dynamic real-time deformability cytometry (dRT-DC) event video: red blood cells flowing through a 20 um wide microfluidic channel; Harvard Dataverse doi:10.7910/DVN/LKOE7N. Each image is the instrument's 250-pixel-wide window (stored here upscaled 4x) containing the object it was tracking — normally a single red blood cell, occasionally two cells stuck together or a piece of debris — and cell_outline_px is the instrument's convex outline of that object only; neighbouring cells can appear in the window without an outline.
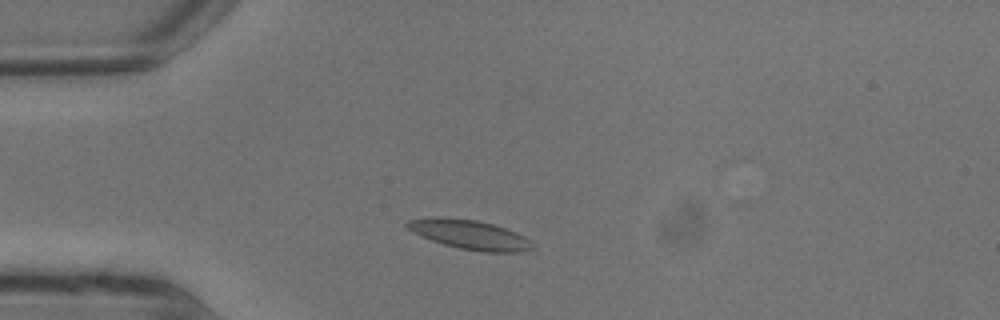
{"species": "common noctule bat (a hibernating species)", "species_latin": "Nyctalus noctula", "temperature_condition": "warm", "stored_images_in_passage": 5, "camera_frame_rate_fps": 3000, "um_per_image_px": 0.085, "animal": {"sex": "male", "body_mass_g": 13.3}, "frame": {"image": 1, "passage_image": 3, "time_ms": 0.667, "image_size_px": [1000, 320], "cell_outline_px": [[532, 248], [520, 252], [484, 252], [460, 248], [444, 244], [420, 236], [412, 232], [404, 224], [408, 220], [436, 216], [476, 220], [492, 224], [516, 232], [524, 236], [528, 240]], "centroid_in_image_um": [39.86, 19.93], "position_along_channel_um": 45.1, "area_um2": 21.15}}
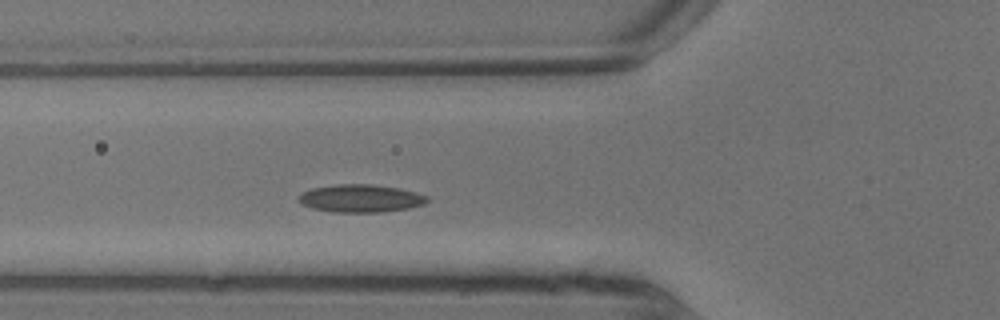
{"frame": {"image": 2, "passage_image": 5, "time_ms": 1.333, "image_size_px": [1000, 320], "cell_outline_px": [[428, 200], [424, 204], [408, 208], [380, 212], [332, 212], [312, 208], [300, 204], [296, 200], [304, 192], [312, 188], [340, 184], [368, 184], [400, 188], [428, 196]], "centroid_in_image_um": [30.64, 16.87], "position_along_channel_um": 95.2, "area_um2": 20.69}}